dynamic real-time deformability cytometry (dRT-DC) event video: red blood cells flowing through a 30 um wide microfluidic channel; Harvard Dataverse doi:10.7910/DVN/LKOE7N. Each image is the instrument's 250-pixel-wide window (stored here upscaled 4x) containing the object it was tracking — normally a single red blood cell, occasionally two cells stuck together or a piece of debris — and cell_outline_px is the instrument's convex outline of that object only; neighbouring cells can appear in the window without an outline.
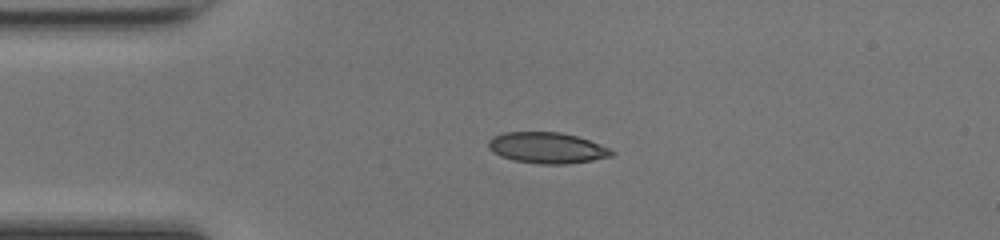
{"species": "common noctule bat (a hibernating species)", "species_latin": "Nyctalus noctula", "temperature_condition": "room temperature", "stored_images_in_passage": 38, "camera_frame_rate_fps": 3000, "um_per_image_px": 0.085, "animal": {"sex": "female", "body_mass_g": 17.0, "forearm_length_mm": 48.0}, "frame": {"image": 1, "passage_image": 1, "time_ms": 0.0, "image_size_px": [1000, 240], "cell_outline_px": [[616, 152], [612, 156], [592, 160], [564, 164], [540, 164], [516, 160], [500, 156], [492, 152], [488, 148], [488, 140], [492, 136], [504, 132], [560, 132], [576, 136], [612, 148]], "centroid_in_image_um": [46.5, 12.56], "position_along_channel_um": 38.5, "area_um2": 22.31}}
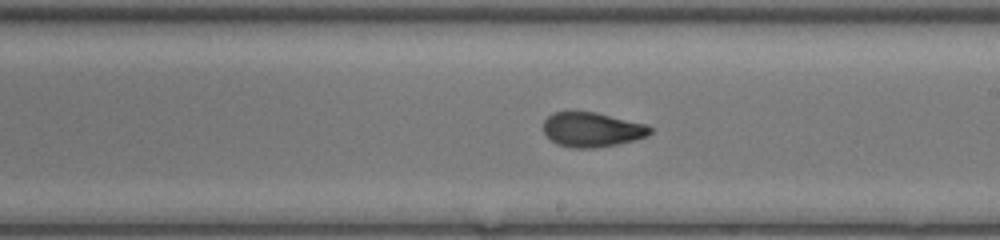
{"frame": {"image": 2, "passage_image": 17, "time_ms": 5.333, "image_size_px": [1000, 240], "cell_outline_px": [[652, 132], [648, 136], [636, 140], [596, 148], [572, 148], [556, 144], [544, 132], [544, 120], [552, 112], [596, 112], [644, 124], [652, 128]], "centroid_in_image_um": [50.32, 11.02], "position_along_channel_um": 238.7, "area_um2": 21.44}}
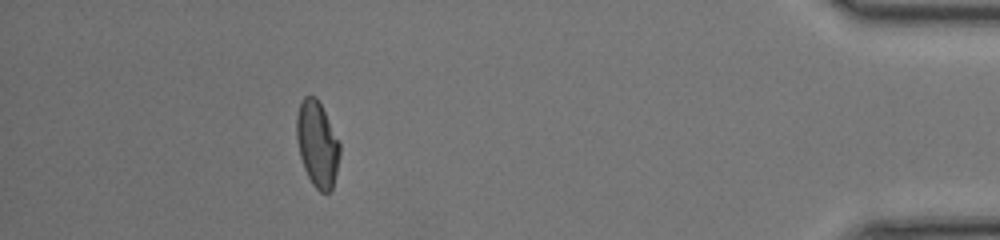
{"frame": {"image": 3, "passage_image": 33, "time_ms": 10.667, "image_size_px": [1000, 240], "cell_outline_px": [[340, 156], [332, 188], [328, 192], [320, 192], [312, 184], [304, 168], [300, 156], [296, 140], [296, 116], [300, 104], [304, 96], [316, 96], [340, 144]], "centroid_in_image_um": [26.95, 12.25], "position_along_channel_um": 408.3, "area_um2": 21.33}, "authors_computed_cell_mechanics": {"area_um2": 22.0507, "velocity_mm_per_s": 4.3016, "shape_relaxation_time_tau1_ms": 9.3213, "shape_relaxation_time_tau2_ms": 1.0038, "deformation_change_tau1": 0.2579, "deformation_change_tau2": 0.0572}}